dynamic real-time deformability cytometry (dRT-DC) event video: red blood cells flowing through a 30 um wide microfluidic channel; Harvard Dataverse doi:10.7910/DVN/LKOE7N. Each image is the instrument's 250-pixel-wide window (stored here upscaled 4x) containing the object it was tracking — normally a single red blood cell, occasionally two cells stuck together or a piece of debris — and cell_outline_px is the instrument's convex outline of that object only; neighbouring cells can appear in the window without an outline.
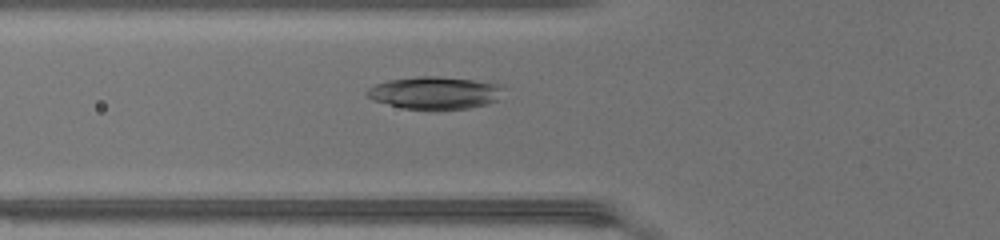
{"species": "common noctule bat (a hibernating species)", "species_latin": "Nyctalus noctula", "temperature_condition": "warm", "stored_images_in_passage": 45, "camera_frame_rate_fps": 3000, "um_per_image_px": 0.085, "animal": {"sex": "female", "body_mass_g": 17.0, "forearm_length_mm": 48.0}, "frame": {"image": 1, "passage_image": 15, "time_ms": 4.667, "image_size_px": [1000, 240], "cell_outline_px": [[504, 88], [496, 100], [488, 104], [468, 108], [436, 112], [404, 108], [372, 100], [364, 92], [368, 88], [376, 84], [388, 80], [416, 76], [440, 76], [496, 80], [504, 84]], "centroid_in_image_um": [37.06, 7.88], "position_along_channel_um": 88.7, "area_um2": 27.17}}
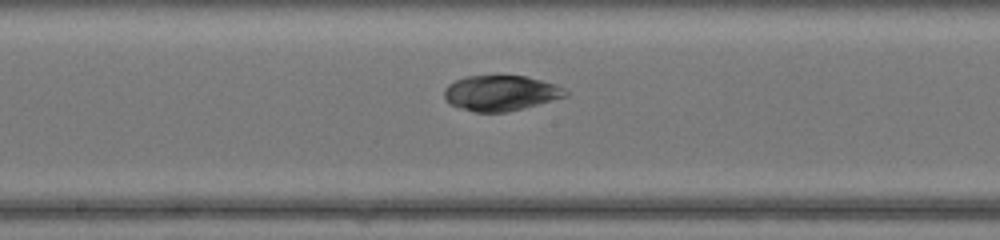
{"frame": {"image": 2, "passage_image": 23, "time_ms": 7.333, "image_size_px": [1000, 240], "cell_outline_px": [[568, 96], [524, 108], [508, 112], [476, 112], [448, 104], [444, 100], [444, 88], [448, 84], [464, 76], [528, 76], [556, 84], [564, 88], [568, 92]], "centroid_in_image_um": [42.56, 7.91], "position_along_channel_um": 205.6, "area_um2": 25.2}}
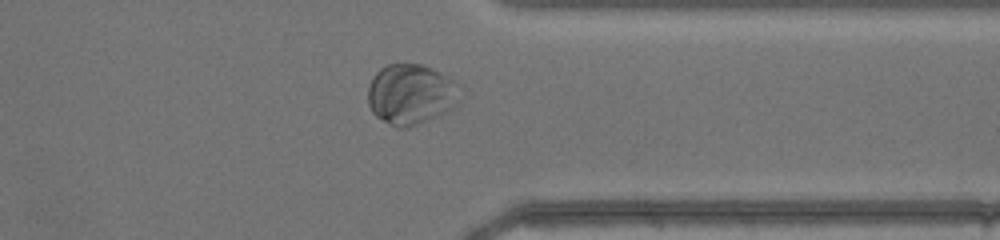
{"frame": {"image": 3, "passage_image": 35, "time_ms": 11.333, "image_size_px": [1000, 240], "cell_outline_px": [[464, 84], [452, 108], [444, 112], [408, 128], [396, 128], [376, 116], [372, 112], [368, 104], [368, 84], [372, 76], [380, 68], [388, 64], [420, 64], [432, 68]], "centroid_in_image_um": [34.92, 7.99], "position_along_channel_um": 376.5, "area_um2": 32.66}, "authors_computed_cell_mechanics": {"area_um2": 27.166, "velocity_mm_per_s": 4.3426, "shape_relaxation_time_tau1_ms": 7.0646, "shape_relaxation_time_tau2_ms": null, "deformation_change_tau1": 0.1824, "deformation_change_tau2": null}}